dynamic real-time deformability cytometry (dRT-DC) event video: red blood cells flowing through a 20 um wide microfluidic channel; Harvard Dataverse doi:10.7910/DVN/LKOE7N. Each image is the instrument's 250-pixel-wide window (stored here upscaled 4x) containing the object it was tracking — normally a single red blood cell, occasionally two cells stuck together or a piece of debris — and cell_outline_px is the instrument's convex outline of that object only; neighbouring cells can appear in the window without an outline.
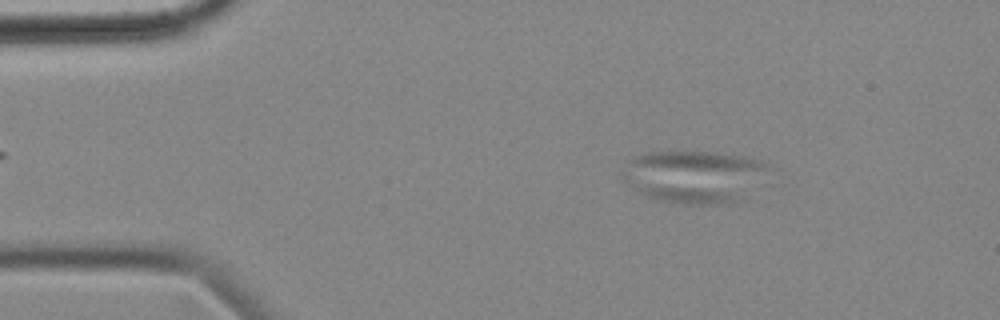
{"species": "common noctule bat (a hibernating species)", "species_latin": "Nyctalus noctula", "temperature_condition": "cold", "stored_images_in_passage": 13, "camera_frame_rate_fps": 3000, "um_per_image_px": 0.085, "animal": {"sex": "female", "body_mass_g": 18.4}, "frame": {"image": 1, "passage_image": 4, "time_ms": 1.0, "image_size_px": [1000, 320], "cell_outline_px": [[736, 200], [720, 204], [680, 204], [656, 200], [648, 196], [628, 184], [624, 180], [624, 176], [628, 176], [728, 192], [736, 196]], "centroid_in_image_um": [57.71, 16.35], "position_along_channel_um": 27.3, "area_um2": 12.25}}